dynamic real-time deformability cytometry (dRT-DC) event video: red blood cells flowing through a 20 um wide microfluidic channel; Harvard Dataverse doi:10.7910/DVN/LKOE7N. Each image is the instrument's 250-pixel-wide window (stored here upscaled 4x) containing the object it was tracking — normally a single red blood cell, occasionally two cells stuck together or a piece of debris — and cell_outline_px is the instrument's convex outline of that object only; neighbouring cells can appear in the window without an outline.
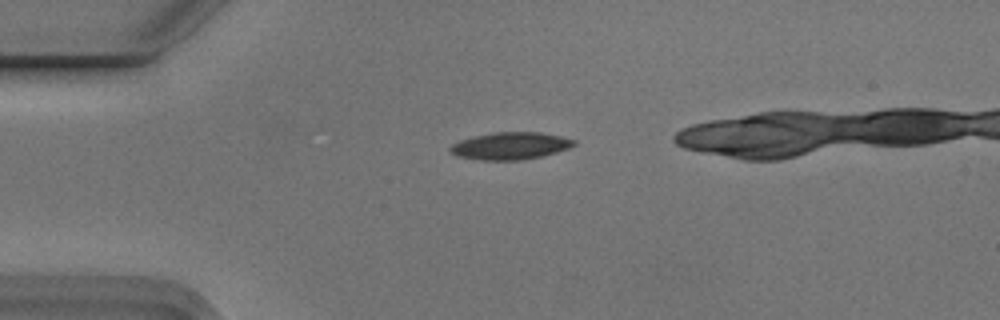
{"species": "Egyptian fruit bat (a non-hibernating species)", "species_latin": "Rousettus aegyptiacus", "temperature_condition": "cold", "stored_images_in_passage": 2, "camera_frame_rate_fps": 3000, "um_per_image_px": 0.085, "animal": {"sex": "male"}, "frame": {"image": 1, "passage_image": 2, "time_ms": 0.333, "image_size_px": [1000, 320], "cell_outline_px": [[576, 144], [568, 148], [544, 156], [520, 160], [480, 160], [456, 156], [448, 148], [452, 144], [460, 140], [476, 136], [496, 132], [540, 132], [560, 136], [576, 140]], "centroid_in_image_um": [43.39, 12.4], "position_along_channel_um": 41.6, "area_um2": 19.59}}